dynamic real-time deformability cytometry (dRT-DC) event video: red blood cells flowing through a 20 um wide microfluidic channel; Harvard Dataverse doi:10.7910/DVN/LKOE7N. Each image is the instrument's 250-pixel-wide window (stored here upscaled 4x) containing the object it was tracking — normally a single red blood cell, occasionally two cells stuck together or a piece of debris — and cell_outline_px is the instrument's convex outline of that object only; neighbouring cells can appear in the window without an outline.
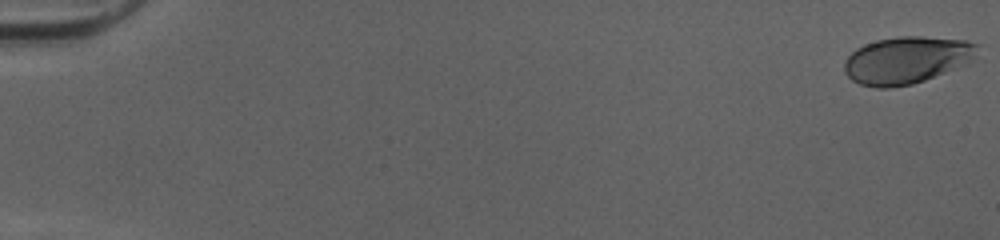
{"species": "human", "species_latin": "Homo sapiens", "temperature_condition": "cold", "stored_images_in_passage": 52, "camera_frame_rate_fps": 3000, "um_per_image_px": 0.085, "donor": {"sex": "female"}, "frame": {"image": 1, "passage_image": 1, "time_ms": 0.0, "image_size_px": [1000, 240], "cell_outline_px": [[980, 44], [968, 64], [924, 80], [912, 84], [888, 88], [876, 88], [860, 84], [852, 80], [844, 72], [844, 64], [848, 56], [856, 48], [864, 44], [876, 40], [896, 36], [920, 36], [964, 40]], "centroid_in_image_um": [77.04, 5.1], "position_along_channel_um": 8.0, "area_um2": 36.59}}
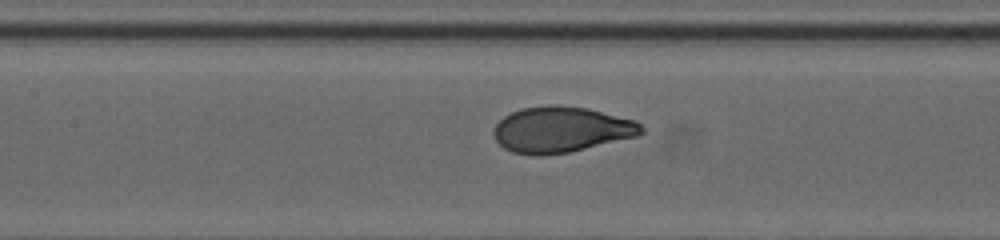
{"frame": {"image": 2, "passage_image": 26, "time_ms": 8.333, "image_size_px": [1000, 240], "cell_outline_px": [[644, 132], [636, 136], [568, 152], [544, 156], [528, 156], [512, 152], [504, 148], [496, 140], [492, 132], [496, 124], [504, 116], [520, 108], [548, 104], [560, 104], [588, 108], [636, 120], [644, 128]], "centroid_in_image_um": [47.67, 11.0], "position_along_channel_um": 159.7, "area_um2": 39.77}}
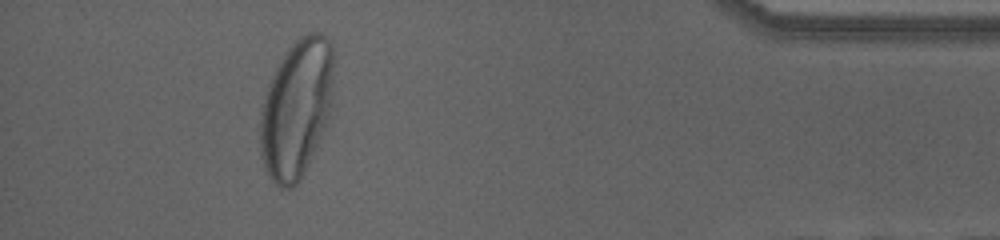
{"frame": {"image": 3, "passage_image": 48, "time_ms": 15.667, "image_size_px": [1000, 240], "cell_outline_px": [[332, 108], [328, 120], [300, 180], [292, 188], [284, 188], [276, 184], [268, 176], [264, 168], [260, 156], [260, 108], [268, 84], [280, 60], [288, 48], [300, 36], [308, 32], [320, 32], [328, 36], [332, 40]], "centroid_in_image_um": [25.19, 9.2], "position_along_channel_um": 410.0, "area_um2": 59.59}, "authors_computed_cell_mechanics": {"area_um2": 38.7549, "velocity_mm_per_s": 4.0352, "shape_relaxation_time_tau1_ms": 3.3075, "shape_relaxation_time_tau2_ms": null, "deformation_change_tau1": 0.2151, "deformation_change_tau2": null}}